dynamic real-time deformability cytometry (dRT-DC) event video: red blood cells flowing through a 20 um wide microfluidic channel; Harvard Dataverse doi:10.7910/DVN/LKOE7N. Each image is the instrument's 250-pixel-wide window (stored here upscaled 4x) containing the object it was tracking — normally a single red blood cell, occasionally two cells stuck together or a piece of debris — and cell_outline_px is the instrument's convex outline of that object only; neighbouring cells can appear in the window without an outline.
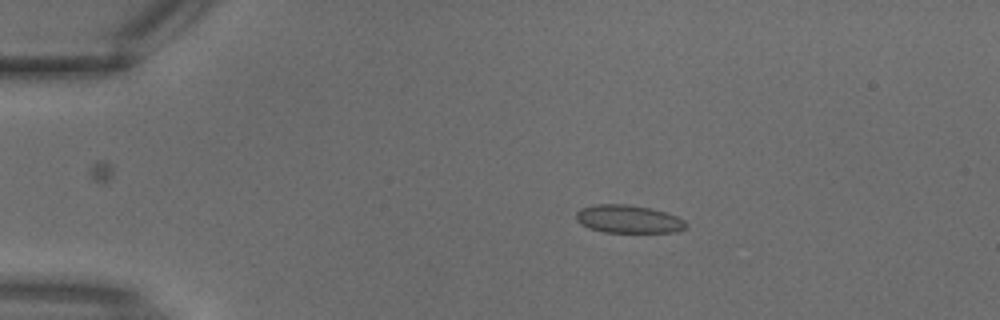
{"species": "common noctule bat (a hibernating species)", "species_latin": "Nyctalus noctula", "temperature_condition": "warm", "stored_images_in_passage": 2, "camera_frame_rate_fps": 3000, "um_per_image_px": 0.085, "animal": {"sex": "male", "body_mass_g": 18.8}, "frame": {"image": 1, "passage_image": 1, "time_ms": 0.0, "image_size_px": [1000, 320], "cell_outline_px": [[688, 224], [684, 228], [676, 232], [604, 232], [588, 228], [580, 224], [576, 220], [576, 212], [580, 208], [596, 204], [628, 204], [648, 208], [664, 212], [676, 216], [684, 220]], "centroid_in_image_um": [53.37, 18.62], "position_along_channel_um": 31.6, "area_um2": 17.92}}